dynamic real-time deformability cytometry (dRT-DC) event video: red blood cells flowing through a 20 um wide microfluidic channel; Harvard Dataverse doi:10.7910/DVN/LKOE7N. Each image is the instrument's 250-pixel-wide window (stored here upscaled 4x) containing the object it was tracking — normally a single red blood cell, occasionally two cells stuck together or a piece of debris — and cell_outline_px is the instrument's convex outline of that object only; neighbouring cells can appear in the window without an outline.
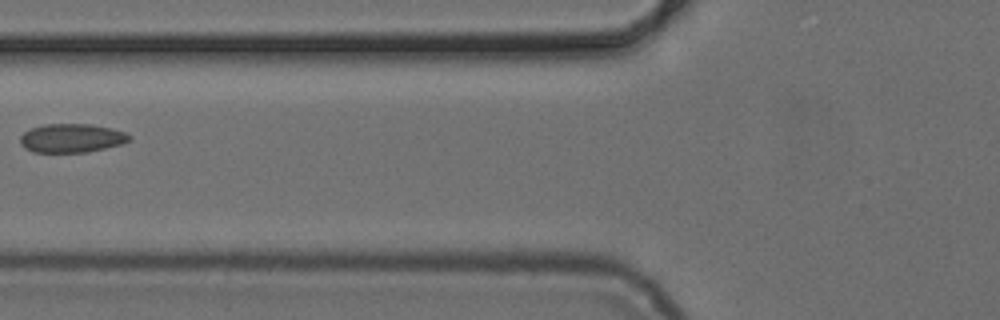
{"species": "common noctule bat (a hibernating species)", "species_latin": "Nyctalus noctula", "temperature_condition": "cold", "stored_images_in_passage": 6, "camera_frame_rate_fps": 3000, "um_per_image_px": 0.085, "animal": {"sex": "female", "body_mass_g": 24.6, "forearm_length_mm": 56.2}, "frame": {"image": 1, "passage_image": 6, "time_ms": 6.667, "image_size_px": [1000, 320], "cell_outline_px": [[132, 140], [120, 144], [88, 152], [32, 152], [24, 148], [20, 144], [20, 136], [24, 132], [32, 128], [44, 124], [92, 124], [112, 128], [124, 132], [132, 136]], "centroid_in_image_um": [6.09, 11.74], "position_along_channel_um": 119.7, "area_um2": 18.38}}